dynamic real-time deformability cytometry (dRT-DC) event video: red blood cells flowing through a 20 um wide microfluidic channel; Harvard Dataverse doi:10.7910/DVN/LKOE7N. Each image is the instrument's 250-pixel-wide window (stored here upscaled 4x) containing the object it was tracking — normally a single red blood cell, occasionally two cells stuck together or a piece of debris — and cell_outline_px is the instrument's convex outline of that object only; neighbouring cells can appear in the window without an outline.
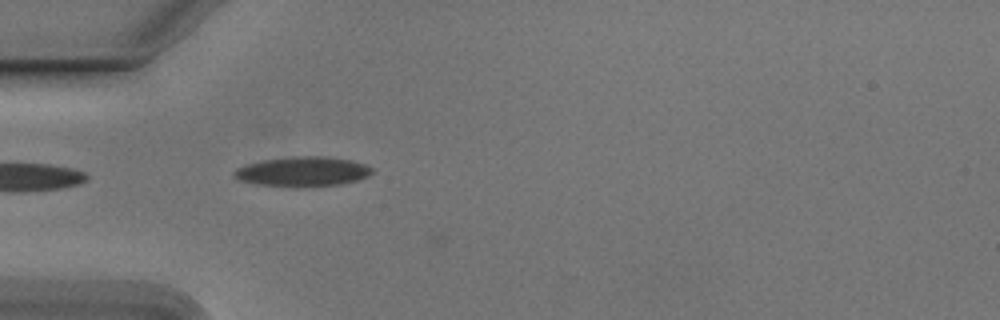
{"species": "Egyptian fruit bat (a non-hibernating species)", "species_latin": "Rousettus aegyptiacus", "temperature_condition": "cold", "stored_images_in_passage": 2, "camera_frame_rate_fps": 3000, "um_per_image_px": 0.085, "animal": {"sex": "male"}, "frame": {"image": 1, "passage_image": 1, "time_ms": 0.0, "image_size_px": [1000, 320], "cell_outline_px": [[372, 172], [368, 176], [356, 180], [340, 184], [300, 188], [256, 184], [236, 180], [232, 176], [232, 172], [236, 168], [244, 164], [264, 160], [292, 156], [324, 156], [352, 160], [364, 164], [372, 168]], "centroid_in_image_um": [25.66, 14.59], "position_along_channel_um": 59.3, "area_um2": 24.28}}